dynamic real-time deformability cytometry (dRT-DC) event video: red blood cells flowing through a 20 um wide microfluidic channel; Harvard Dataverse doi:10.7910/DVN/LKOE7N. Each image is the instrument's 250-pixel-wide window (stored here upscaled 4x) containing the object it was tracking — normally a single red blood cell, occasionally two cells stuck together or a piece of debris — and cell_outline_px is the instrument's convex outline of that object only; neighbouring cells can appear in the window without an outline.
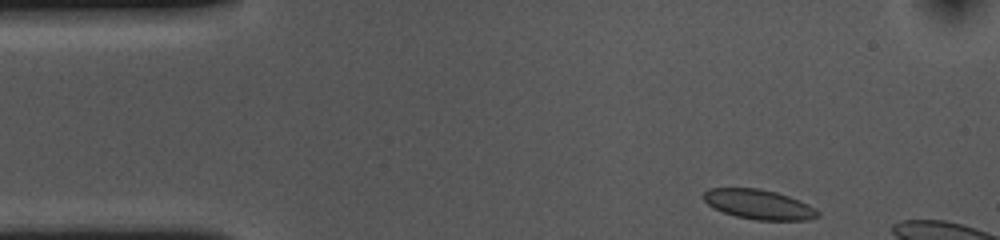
{"species": "common noctule bat (a hibernating species)", "species_latin": "Nyctalus noctula", "temperature_condition": "cold", "stored_images_in_passage": 10, "camera_frame_rate_fps": 3000, "um_per_image_px": 0.085, "animal": {"sex": "female", "body_mass_g": 10.0, "forearm_length_mm": 53.1}, "frame": {"image": 1, "passage_image": 1, "time_ms": 0.0, "image_size_px": [1000, 240], "cell_outline_px": [[820, 216], [808, 220], [756, 220], [736, 216], [712, 208], [704, 200], [704, 192], [708, 188], [760, 188], [776, 192], [788, 196], [808, 204], [816, 208], [820, 212]], "centroid_in_image_um": [64.51, 17.37], "position_along_channel_um": 20.5, "area_um2": 19.83}}